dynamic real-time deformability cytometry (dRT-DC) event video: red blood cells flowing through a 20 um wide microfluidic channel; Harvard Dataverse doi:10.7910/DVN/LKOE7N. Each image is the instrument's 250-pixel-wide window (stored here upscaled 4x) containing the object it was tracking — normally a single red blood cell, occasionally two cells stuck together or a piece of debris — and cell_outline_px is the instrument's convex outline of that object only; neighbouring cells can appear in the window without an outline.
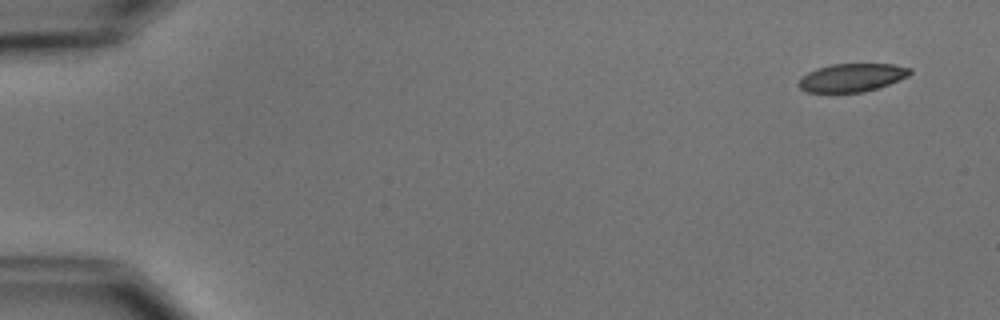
{"species": "common noctule bat (a hibernating species)", "species_latin": "Nyctalus noctula", "temperature_condition": "cold", "stored_images_in_passage": 5, "camera_frame_rate_fps": 3000, "um_per_image_px": 0.085, "animal": {"sex": "male", "body_mass_g": 15.6}, "frame": {"image": 1, "passage_image": 1, "time_ms": 0.0, "image_size_px": [1000, 320], "cell_outline_px": [[912, 72], [908, 76], [888, 84], [864, 92], [804, 92], [796, 84], [808, 72], [816, 68], [832, 64], [892, 64], [912, 68]], "centroid_in_image_um": [72.4, 6.59], "position_along_channel_um": 12.6, "area_um2": 18.21}}
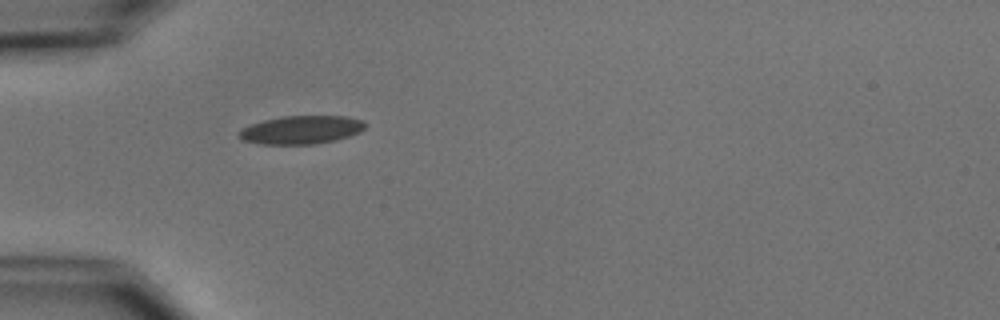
{"frame": {"image": 2, "passage_image": 5, "time_ms": 4.667, "image_size_px": [1000, 320], "cell_outline_px": [[364, 128], [360, 132], [348, 136], [332, 140], [312, 144], [260, 144], [244, 140], [240, 136], [240, 132], [244, 128], [252, 124], [264, 120], [280, 116], [348, 116], [364, 120]], "centroid_in_image_um": [25.64, 11.02], "position_along_channel_um": 59.4, "area_um2": 20.46}}